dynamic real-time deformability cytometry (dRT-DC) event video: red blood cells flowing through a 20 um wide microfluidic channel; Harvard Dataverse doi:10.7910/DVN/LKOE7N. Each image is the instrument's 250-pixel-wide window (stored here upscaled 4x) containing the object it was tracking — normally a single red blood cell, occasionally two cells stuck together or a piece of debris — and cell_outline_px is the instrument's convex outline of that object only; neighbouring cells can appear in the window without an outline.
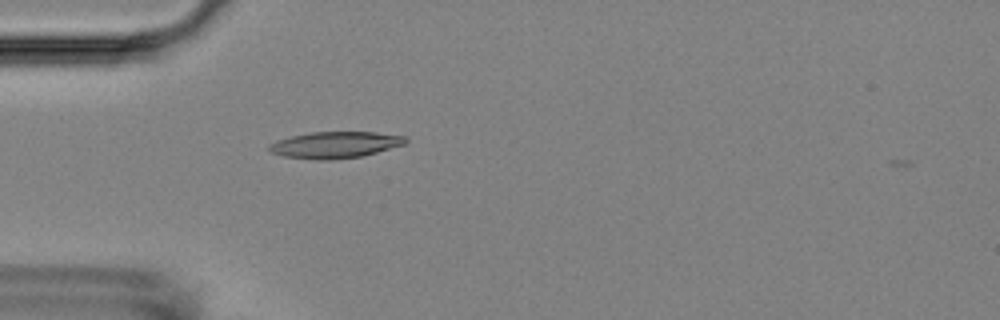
{"species": "Egyptian fruit bat (a non-hibernating species)", "species_latin": "Rousettus aegyptiacus", "temperature_condition": "room temperature", "stored_images_in_passage": 3, "camera_frame_rate_fps": 3000, "um_per_image_px": 0.085, "animal": {"sex": "female"}, "frame": {"image": 1, "passage_image": 3, "time_ms": 2.667, "image_size_px": [1000, 320], "cell_outline_px": [[408, 140], [404, 144], [364, 156], [332, 160], [316, 160], [284, 156], [272, 152], [268, 148], [268, 144], [276, 140], [292, 136], [312, 132], [376, 132], [404, 136]], "centroid_in_image_um": [28.48, 12.32], "position_along_channel_um": 56.5, "area_um2": 21.04}}